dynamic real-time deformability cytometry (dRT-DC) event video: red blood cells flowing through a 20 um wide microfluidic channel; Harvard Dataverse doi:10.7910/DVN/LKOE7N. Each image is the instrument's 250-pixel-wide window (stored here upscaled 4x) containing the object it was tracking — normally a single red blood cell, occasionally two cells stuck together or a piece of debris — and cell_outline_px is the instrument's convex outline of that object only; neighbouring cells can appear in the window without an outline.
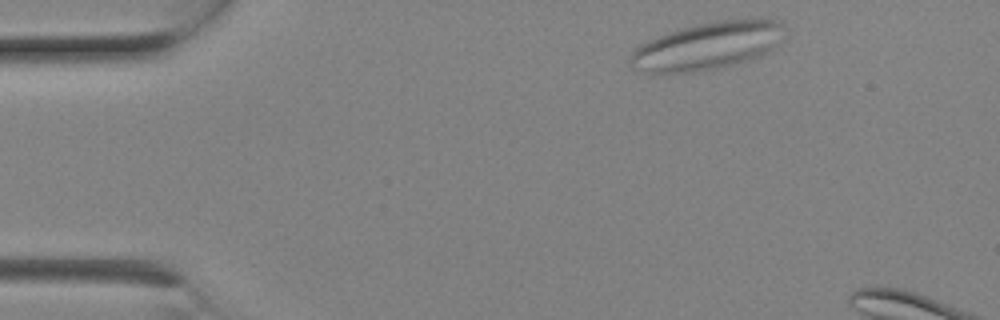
{"species": "Egyptian fruit bat (a non-hibernating species)", "species_latin": "Rousettus aegyptiacus", "temperature_condition": "room temperature", "stored_images_in_passage": 3, "camera_frame_rate_fps": 3000, "um_per_image_px": 0.085, "animal": {"sex": "female"}, "frame": {"image": 1, "passage_image": 1, "time_ms": 0.0, "image_size_px": [1000, 320], "cell_outline_px": [[784, 24], [776, 44], [772, 52], [760, 56], [732, 64], [716, 68], [692, 72], [648, 72], [632, 68], [628, 64], [628, 56], [640, 44], [648, 40], [684, 28], [700, 24], [720, 20], [768, 16], [780, 20]], "centroid_in_image_um": [60.17, 3.88], "position_along_channel_um": 24.8, "area_um2": 42.6}}